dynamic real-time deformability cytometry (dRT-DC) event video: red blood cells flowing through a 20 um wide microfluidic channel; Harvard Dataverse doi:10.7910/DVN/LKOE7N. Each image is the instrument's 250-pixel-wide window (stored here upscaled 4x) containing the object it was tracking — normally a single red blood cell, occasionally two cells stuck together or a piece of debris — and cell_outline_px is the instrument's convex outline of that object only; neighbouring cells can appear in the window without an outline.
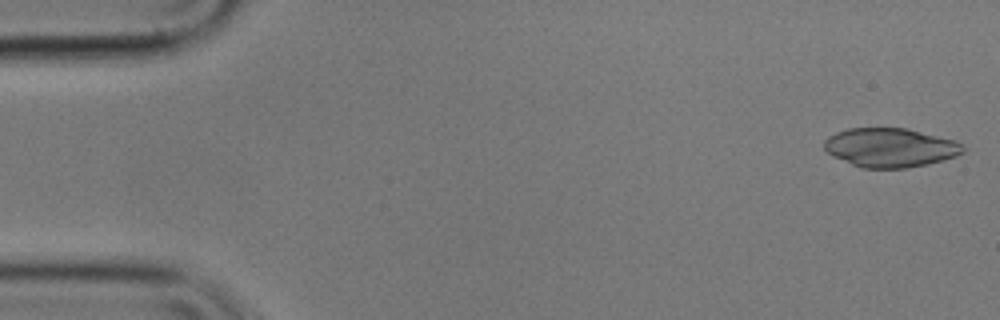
{"species": "common noctule bat (a hibernating species)", "species_latin": "Nyctalus noctula", "temperature_condition": "cold", "stored_images_in_passage": 54, "camera_frame_rate_fps": 3000, "um_per_image_px": 0.085, "animal": {"sex": "male", "body_mass_g": 17.9}, "frame": {"image": 1, "passage_image": 1, "time_ms": 0.0, "image_size_px": [1000, 320], "cell_outline_px": [[964, 152], [956, 156], [928, 164], [908, 168], [864, 168], [852, 164], [832, 156], [824, 148], [824, 140], [828, 136], [836, 132], [848, 128], [908, 128], [956, 140], [964, 144]], "centroid_in_image_um": [75.69, 12.54], "position_along_channel_um": 9.3, "area_um2": 31.79}}